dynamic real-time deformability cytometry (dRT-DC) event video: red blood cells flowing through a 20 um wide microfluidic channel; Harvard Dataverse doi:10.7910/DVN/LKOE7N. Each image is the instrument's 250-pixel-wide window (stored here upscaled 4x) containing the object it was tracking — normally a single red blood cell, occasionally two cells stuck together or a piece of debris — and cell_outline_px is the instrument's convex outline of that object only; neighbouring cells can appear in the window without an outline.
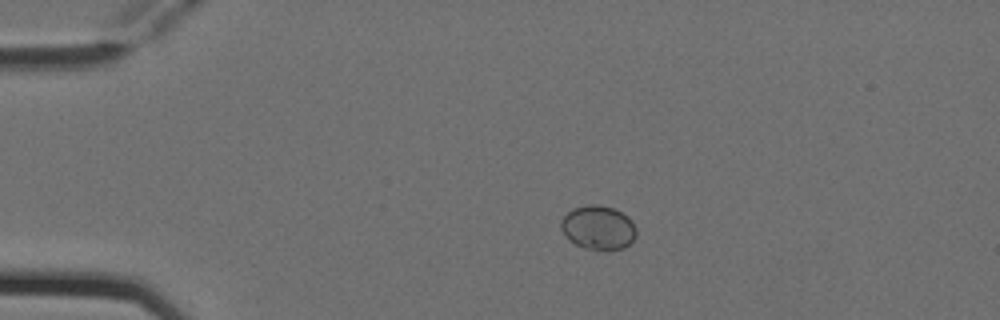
{"species": "Egyptian fruit bat (a non-hibernating species)", "species_latin": "Rousettus aegyptiacus", "temperature_condition": "cold", "stored_images_in_passage": 5, "camera_frame_rate_fps": 3000, "um_per_image_px": 0.085, "animal": {"sex": "female"}, "frame": {"image": 1, "passage_image": 3, "time_ms": 0.667, "image_size_px": [1000, 320], "cell_outline_px": [[636, 236], [624, 248], [608, 252], [600, 252], [584, 248], [568, 240], [560, 228], [560, 220], [572, 208], [588, 204], [596, 204], [612, 208], [628, 216], [632, 220], [636, 228]], "centroid_in_image_um": [50.84, 19.38], "position_along_channel_um": 34.2, "area_um2": 19.83}}
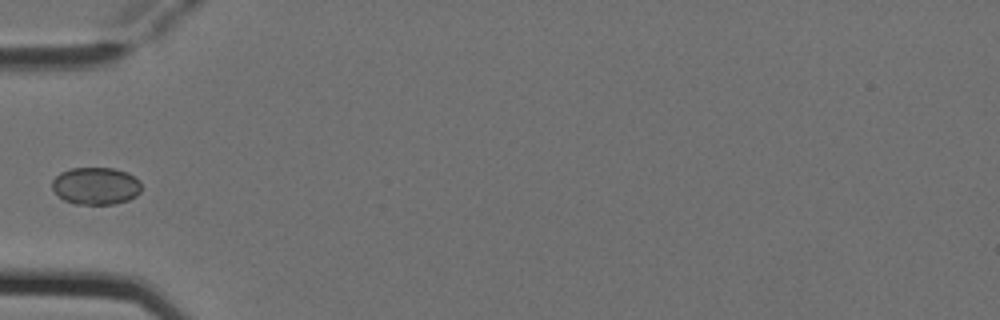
{"frame": {"image": 2, "passage_image": 5, "time_ms": 1.333, "image_size_px": [1000, 320], "cell_outline_px": [[140, 192], [136, 196], [128, 200], [116, 204], [76, 204], [64, 200], [52, 188], [52, 180], [60, 172], [72, 168], [112, 168], [128, 172], [140, 180]], "centroid_in_image_um": [8.16, 15.8], "position_along_channel_um": 76.8, "area_um2": 19.48}}